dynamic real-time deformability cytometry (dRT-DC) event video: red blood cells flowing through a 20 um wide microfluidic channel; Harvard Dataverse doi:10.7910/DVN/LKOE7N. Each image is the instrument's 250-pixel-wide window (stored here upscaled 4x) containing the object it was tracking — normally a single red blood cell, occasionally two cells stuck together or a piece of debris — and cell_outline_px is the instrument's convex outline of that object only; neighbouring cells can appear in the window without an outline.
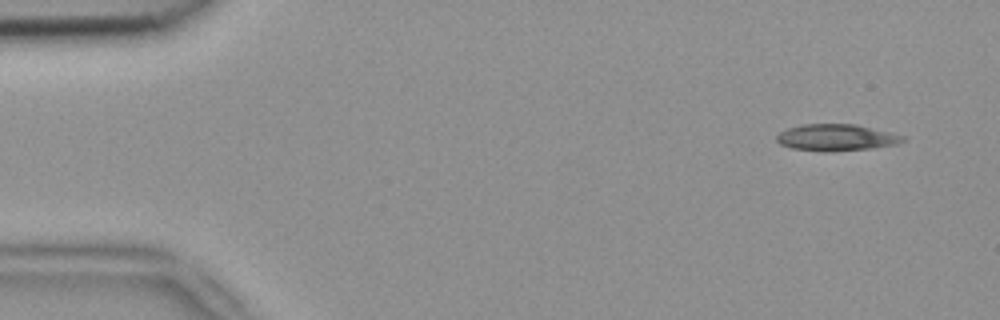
{"species": "common noctule bat (a hibernating species)", "species_latin": "Nyctalus noctula", "temperature_condition": "room temperature", "stored_images_in_passage": 5, "camera_frame_rate_fps": 3000, "um_per_image_px": 0.085, "animal": {"sex": "female", "body_mass_g": 18.4}, "frame": {"image": 1, "passage_image": 2, "time_ms": 0.333, "image_size_px": [1000, 320], "cell_outline_px": [[908, 140], [896, 144], [872, 148], [792, 148], [780, 144], [776, 140], [776, 136], [780, 132], [788, 128], [804, 124], [856, 124], [908, 136]], "centroid_in_image_um": [71.18, 11.62], "position_along_channel_um": 13.8, "area_um2": 18.55}}
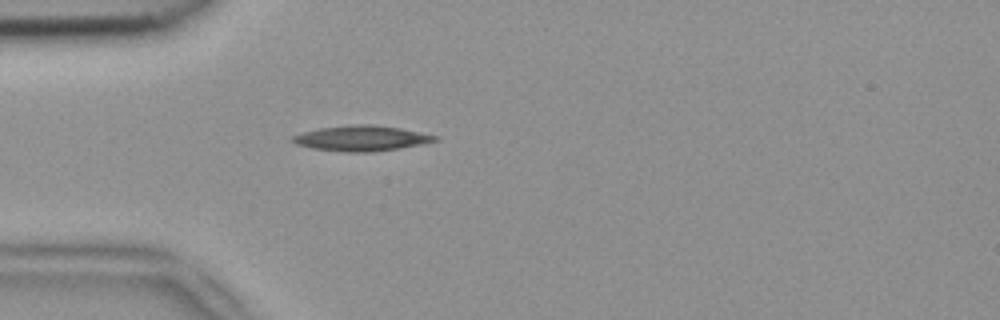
{"frame": {"image": 2, "passage_image": 5, "time_ms": 1.333, "image_size_px": [1000, 320], "cell_outline_px": [[440, 140], [400, 148], [372, 152], [344, 152], [312, 148], [296, 144], [288, 140], [292, 136], [304, 132], [320, 128], [352, 124], [372, 124], [400, 128], [440, 136]], "centroid_in_image_um": [30.73, 11.75], "position_along_channel_um": 54.3, "area_um2": 21.15}}